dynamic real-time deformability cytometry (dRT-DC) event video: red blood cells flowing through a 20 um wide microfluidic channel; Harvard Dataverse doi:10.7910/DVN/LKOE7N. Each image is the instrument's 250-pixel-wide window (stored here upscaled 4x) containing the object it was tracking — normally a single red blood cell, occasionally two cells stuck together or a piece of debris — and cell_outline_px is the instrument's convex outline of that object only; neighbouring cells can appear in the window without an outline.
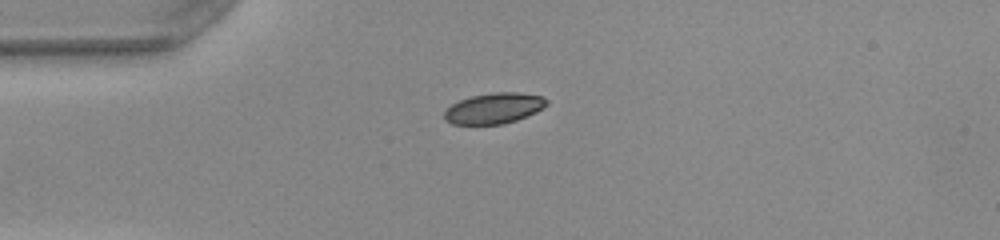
{"species": "common noctule bat (a hibernating species)", "species_latin": "Nyctalus noctula", "temperature_condition": "warm", "stored_images_in_passage": 39, "camera_frame_rate_fps": 3000, "um_per_image_px": 0.085, "animal": {"sex": "female", "body_mass_g": 22.0, "forearm_length_mm": 56.7}, "frame": {"image": 1, "passage_image": 1, "time_ms": 0.0, "image_size_px": [1000, 240], "cell_outline_px": [[548, 104], [544, 108], [536, 112], [516, 120], [504, 124], [452, 124], [444, 120], [444, 112], [452, 104], [460, 100], [472, 96], [496, 92], [516, 92], [540, 96], [548, 100]], "centroid_in_image_um": [42.0, 9.21], "position_along_channel_um": 43.0, "area_um2": 18.21}}
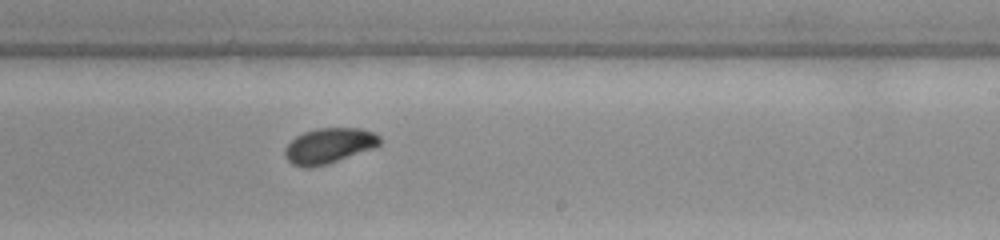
{"frame": {"image": 2, "passage_image": 19, "time_ms": 6.0, "image_size_px": [1000, 240], "cell_outline_px": [[380, 144], [376, 148], [328, 164], [308, 168], [304, 168], [292, 164], [284, 156], [284, 148], [296, 136], [304, 132], [316, 128], [360, 128], [376, 132], [380, 136]], "centroid_in_image_um": [27.99, 12.39], "position_along_channel_um": 261.0, "area_um2": 19.88}}
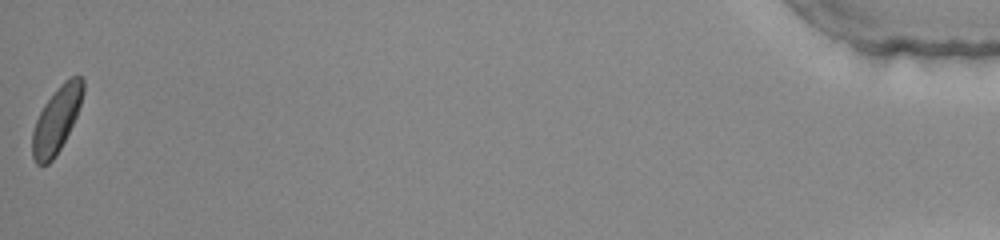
{"frame": {"image": 3, "passage_image": 39, "time_ms": 12.667, "image_size_px": [1000, 240], "cell_outline_px": [[84, 92], [76, 116], [60, 148], [52, 160], [48, 164], [36, 164], [32, 156], [32, 132], [36, 120], [44, 104], [60, 84], [64, 80], [72, 76], [80, 76], [84, 80]], "centroid_in_image_um": [4.8, 10.16], "position_along_channel_um": 430.4, "area_um2": 19.19}, "authors_computed_cell_mechanics": {"area_um2": 19.363, "velocity_mm_per_s": 4.022, "shape_relaxation_time_tau1_ms": 2.3594, "shape_relaxation_time_tau2_ms": null, "deformation_change_tau1": 0.1107, "deformation_change_tau2": null}}